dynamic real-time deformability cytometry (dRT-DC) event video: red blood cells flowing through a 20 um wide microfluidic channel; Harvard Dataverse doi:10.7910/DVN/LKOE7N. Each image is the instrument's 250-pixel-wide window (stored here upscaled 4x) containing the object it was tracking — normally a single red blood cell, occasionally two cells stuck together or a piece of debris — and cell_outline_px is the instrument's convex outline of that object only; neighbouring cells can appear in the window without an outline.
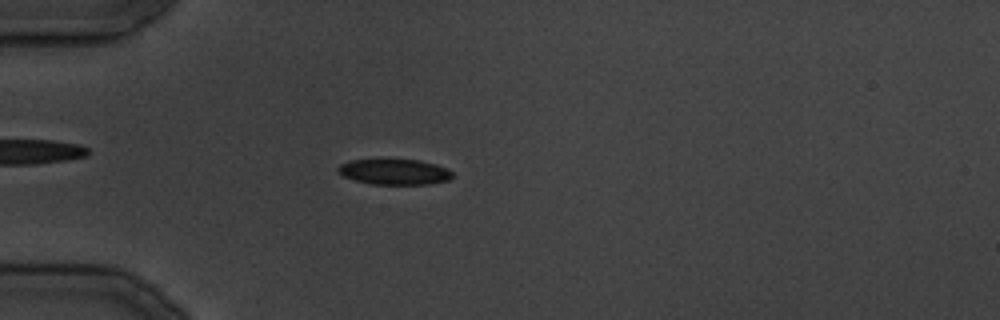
{"species": "common noctule bat (a hibernating species)", "species_latin": "Nyctalus noctula", "temperature_condition": "cold", "stored_images_in_passage": 34, "camera_frame_rate_fps": 3000, "um_per_image_px": 0.085, "animal": {"sex": "male", "body_mass_g": 19.5, "forearm_length_mm": 54.6}, "frame": {"image": 1, "passage_image": 10, "time_ms": 11.333, "image_size_px": [1000, 320], "cell_outline_px": [[456, 176], [448, 180], [428, 184], [372, 184], [356, 180], [344, 176], [336, 168], [340, 164], [348, 160], [420, 160], [436, 164], [448, 168]], "centroid_in_image_um": [33.58, 14.6], "position_along_channel_um": 51.4, "area_um2": 16.99}}
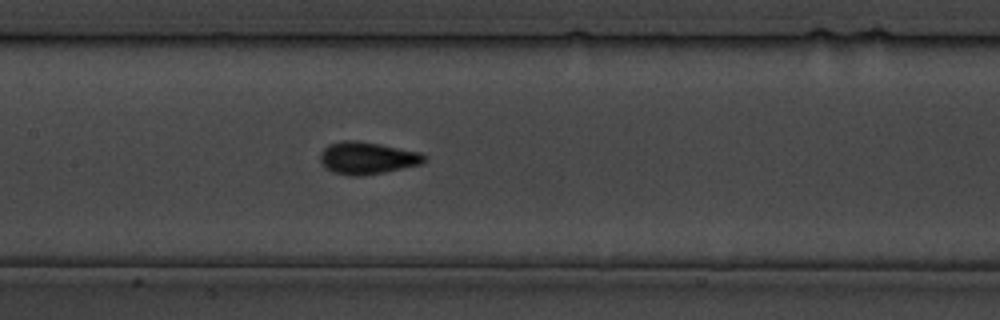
{"frame": {"image": 2, "passage_image": 17, "time_ms": 20.0, "image_size_px": [1000, 320], "cell_outline_px": [[428, 160], [424, 164], [384, 172], [360, 176], [352, 176], [332, 172], [324, 168], [320, 160], [320, 152], [328, 144], [344, 140], [356, 140], [380, 144], [420, 152]], "centroid_in_image_um": [31.21, 13.43], "position_along_channel_um": 176.2, "area_um2": 19.77}}
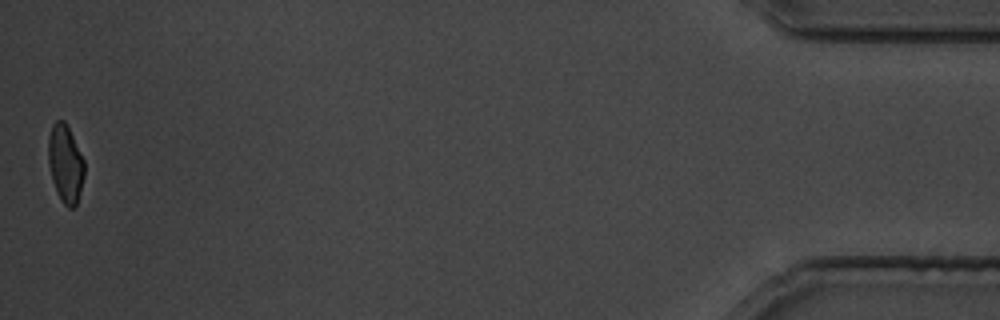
{"frame": {"image": 3, "passage_image": 34, "time_ms": 41.333, "image_size_px": [1000, 320], "cell_outline_px": [[84, 176], [80, 192], [76, 204], [72, 208], [68, 208], [60, 200], [56, 192], [48, 164], [48, 140], [52, 124], [56, 120], [64, 120], [84, 160]], "centroid_in_image_um": [5.54, 13.93], "position_along_channel_um": 429.7, "area_um2": 16.24}}